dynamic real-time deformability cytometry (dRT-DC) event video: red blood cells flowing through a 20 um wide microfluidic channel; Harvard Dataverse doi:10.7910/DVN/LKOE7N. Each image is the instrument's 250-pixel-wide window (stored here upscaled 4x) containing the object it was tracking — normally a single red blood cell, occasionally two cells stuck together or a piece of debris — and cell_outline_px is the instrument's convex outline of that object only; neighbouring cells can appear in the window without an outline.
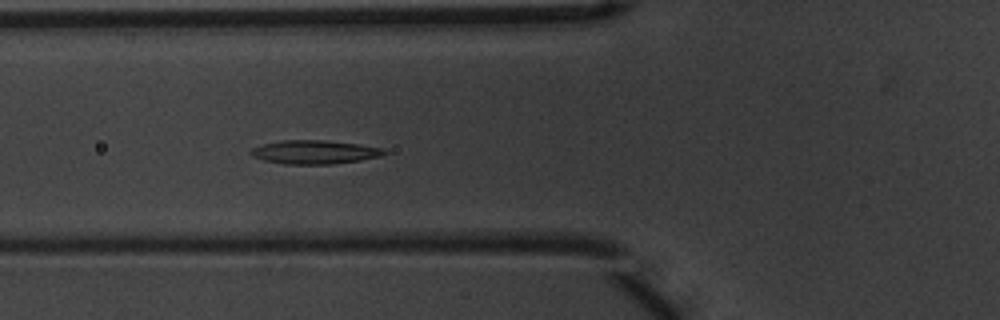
{"species": "common noctule bat (a hibernating species)", "species_latin": "Nyctalus noctula", "temperature_condition": "warm", "stored_images_in_passage": 5, "camera_frame_rate_fps": 3000, "um_per_image_px": 0.085, "animal": {"sex": "male", "body_mass_g": 20.1, "forearm_length_mm": 53.5}, "frame": {"image": 1, "passage_image": 5, "time_ms": 1.333, "image_size_px": [1000, 320], "cell_outline_px": [[388, 152], [380, 156], [360, 160], [332, 164], [284, 164], [264, 160], [252, 156], [248, 152], [252, 148], [264, 144], [280, 140], [324, 140], [360, 144], [384, 148]], "centroid_in_image_um": [26.74, 12.92], "position_along_channel_um": 99.1, "area_um2": 18.44}}